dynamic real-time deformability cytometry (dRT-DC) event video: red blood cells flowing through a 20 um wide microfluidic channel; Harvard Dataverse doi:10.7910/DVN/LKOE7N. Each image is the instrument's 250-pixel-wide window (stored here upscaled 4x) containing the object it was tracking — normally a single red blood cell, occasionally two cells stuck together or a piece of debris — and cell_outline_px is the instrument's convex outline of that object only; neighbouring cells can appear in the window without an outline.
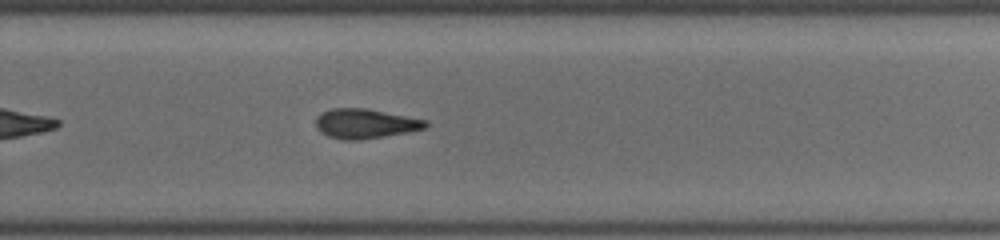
{"species": "common noctule bat (a hibernating species)", "species_latin": "Nyctalus noctula", "temperature_condition": "cold", "stored_images_in_passage": 19, "camera_frame_rate_fps": 3000, "um_per_image_px": 0.085, "animal": {"sex": "female", "body_mass_g": 19.5, "forearm_length_mm": 54.1}, "frame": {"image": 1, "passage_image": 19, "time_ms": 12.0, "image_size_px": [1000, 240], "cell_outline_px": [[428, 124], [424, 128], [408, 132], [360, 140], [344, 140], [328, 136], [320, 132], [316, 128], [316, 116], [320, 112], [332, 108], [364, 108], [428, 120]], "centroid_in_image_um": [31.0, 10.51], "position_along_channel_um": 298.8, "area_um2": 18.96}}